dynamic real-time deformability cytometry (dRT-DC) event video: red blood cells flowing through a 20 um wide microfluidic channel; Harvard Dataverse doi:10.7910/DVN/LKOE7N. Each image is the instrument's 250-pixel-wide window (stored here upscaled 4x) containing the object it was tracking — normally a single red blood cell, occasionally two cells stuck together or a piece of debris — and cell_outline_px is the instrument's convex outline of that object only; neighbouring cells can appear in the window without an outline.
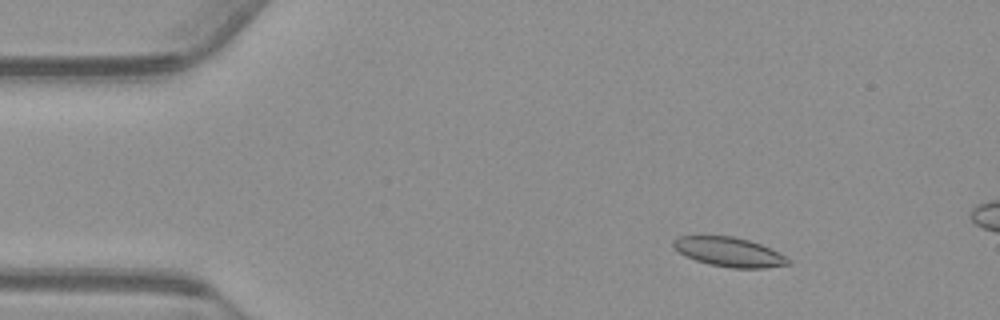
{"species": "common noctule bat (a hibernating species)", "species_latin": "Nyctalus noctula", "temperature_condition": "warm", "stored_images_in_passage": 15, "camera_frame_rate_fps": 3000, "um_per_image_px": 0.085, "animal": {"sex": "male", "body_mass_g": 23.1, "forearm_length_mm": 52.7}, "frame": {"image": 1, "passage_image": 7, "time_ms": 2.0, "image_size_px": [1000, 320], "cell_outline_px": [[792, 264], [764, 268], [732, 268], [708, 264], [684, 256], [672, 248], [672, 240], [680, 236], [732, 236], [748, 240], [760, 244], [780, 252], [792, 260]], "centroid_in_image_um": [61.98, 21.42], "position_along_channel_um": 23.0, "area_um2": 19.88}}